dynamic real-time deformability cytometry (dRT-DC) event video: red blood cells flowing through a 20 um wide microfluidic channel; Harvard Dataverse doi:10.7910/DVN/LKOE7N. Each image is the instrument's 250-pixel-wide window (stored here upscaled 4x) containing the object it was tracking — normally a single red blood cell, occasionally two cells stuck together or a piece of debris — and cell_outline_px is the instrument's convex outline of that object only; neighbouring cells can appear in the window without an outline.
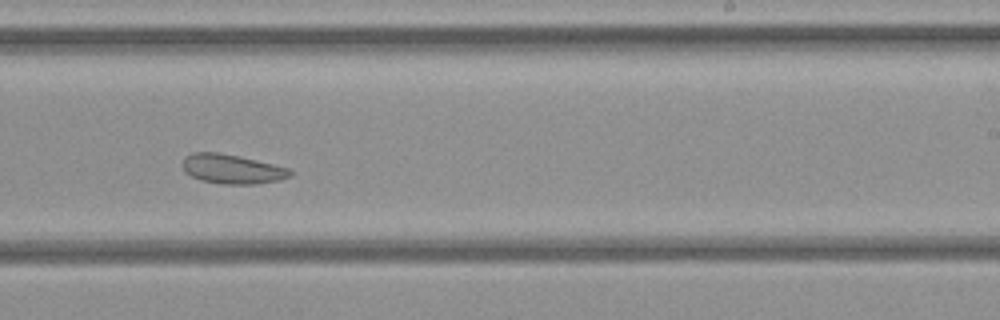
{"species": "common noctule bat (a hibernating species)", "species_latin": "Nyctalus noctula", "temperature_condition": "cold", "stored_images_in_passage": 32, "camera_frame_rate_fps": 3000, "um_per_image_px": 0.085, "animal": {"sex": "female", "body_mass_g": 21.9}, "frame": {"image": 1, "passage_image": 19, "time_ms": 6.0, "image_size_px": [1000, 320], "cell_outline_px": [[292, 176], [280, 180], [256, 184], [224, 184], [200, 180], [184, 172], [180, 164], [184, 156], [192, 152], [220, 152], [240, 156], [288, 168], [292, 172]], "centroid_in_image_um": [19.67, 14.36], "position_along_channel_um": 269.3, "area_um2": 18.67}}